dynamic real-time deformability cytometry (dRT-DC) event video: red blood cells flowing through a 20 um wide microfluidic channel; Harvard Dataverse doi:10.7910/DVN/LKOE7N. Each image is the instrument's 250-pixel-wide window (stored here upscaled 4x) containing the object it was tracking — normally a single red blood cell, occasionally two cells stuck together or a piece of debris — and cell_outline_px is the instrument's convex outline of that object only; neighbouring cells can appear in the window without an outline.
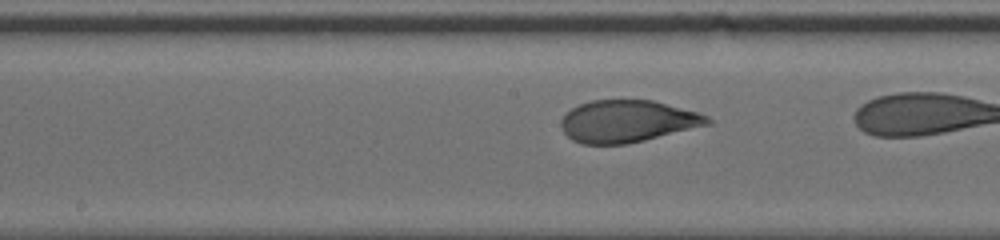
{"species": "human", "species_latin": "Homo sapiens", "temperature_condition": "cold", "stored_images_in_passage": 28, "camera_frame_rate_fps": 3000, "um_per_image_px": 0.085, "donor": {"sex": "male"}, "frame": {"image": 1, "passage_image": 13, "time_ms": 4.0, "image_size_px": [1000, 240], "cell_outline_px": [[712, 124], [628, 144], [584, 144], [572, 140], [564, 132], [560, 124], [560, 120], [564, 112], [580, 104], [592, 100], [652, 100], [696, 112], [708, 116], [712, 120]], "centroid_in_image_um": [53.31, 10.31], "position_along_channel_um": 194.9, "area_um2": 35.95}}